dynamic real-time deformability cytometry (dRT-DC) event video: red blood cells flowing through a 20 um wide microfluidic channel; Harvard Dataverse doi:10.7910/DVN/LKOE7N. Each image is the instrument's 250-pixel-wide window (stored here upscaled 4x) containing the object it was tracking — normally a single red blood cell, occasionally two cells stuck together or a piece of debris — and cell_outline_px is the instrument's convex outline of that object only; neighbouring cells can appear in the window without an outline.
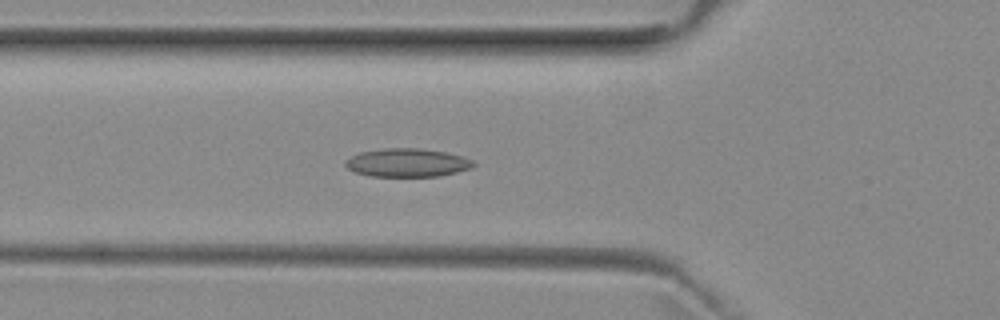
{"species": "common noctule bat (a hibernating species)", "species_latin": "Nyctalus noctula", "temperature_condition": "room temperature", "stored_images_in_passage": 52, "camera_frame_rate_fps": 3000, "um_per_image_px": 0.085, "animal": {"sex": "female", "body_mass_g": 29.2, "forearm_length_mm": 56.3}, "frame": {"image": 1, "passage_image": 18, "time_ms": 5.667, "image_size_px": [1000, 320], "cell_outline_px": [[476, 164], [472, 168], [440, 176], [372, 176], [356, 172], [348, 168], [344, 164], [344, 160], [360, 152], [384, 148], [420, 148], [444, 152], [464, 156], [472, 160]], "centroid_in_image_um": [34.63, 13.82], "position_along_channel_um": 91.2, "area_um2": 21.15}}
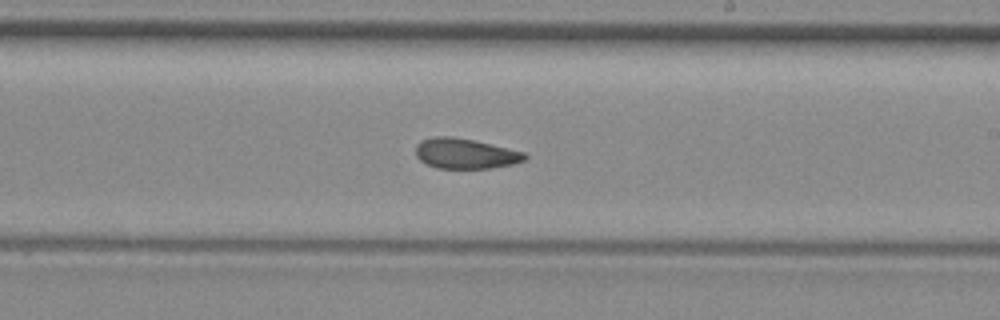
{"frame": {"image": 2, "passage_image": 30, "time_ms": 9.667, "image_size_px": [1000, 320], "cell_outline_px": [[528, 156], [524, 160], [512, 164], [492, 168], [436, 168], [420, 160], [416, 156], [416, 144], [420, 140], [436, 136], [452, 136], [472, 140], [524, 152]], "centroid_in_image_um": [39.52, 13.05], "position_along_channel_um": 249.5, "area_um2": 19.07}}
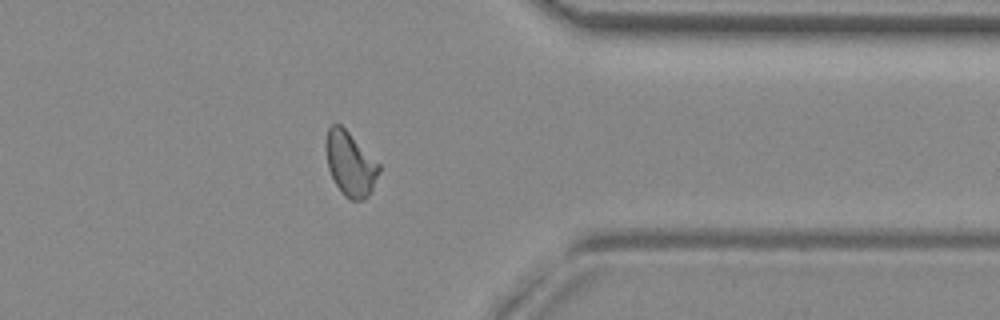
{"frame": {"image": 3, "passage_image": 41, "time_ms": 13.333, "image_size_px": [1000, 320], "cell_outline_px": [[380, 172], [372, 192], [364, 200], [352, 200], [344, 196], [336, 184], [328, 168], [324, 148], [324, 144], [328, 128], [332, 124], [340, 124], [380, 164]], "centroid_in_image_um": [29.77, 13.94], "position_along_channel_um": 381.6, "area_um2": 20.0}, "authors_computed_cell_mechanics": {"area_um2": 20.0566, "velocity_mm_per_s": 3.9439, "shape_relaxation_time_tau1_ms": null, "shape_relaxation_time_tau2_ms": 3.8833, "deformation_change_tau1": null, "deformation_change_tau2": 0.0951}}